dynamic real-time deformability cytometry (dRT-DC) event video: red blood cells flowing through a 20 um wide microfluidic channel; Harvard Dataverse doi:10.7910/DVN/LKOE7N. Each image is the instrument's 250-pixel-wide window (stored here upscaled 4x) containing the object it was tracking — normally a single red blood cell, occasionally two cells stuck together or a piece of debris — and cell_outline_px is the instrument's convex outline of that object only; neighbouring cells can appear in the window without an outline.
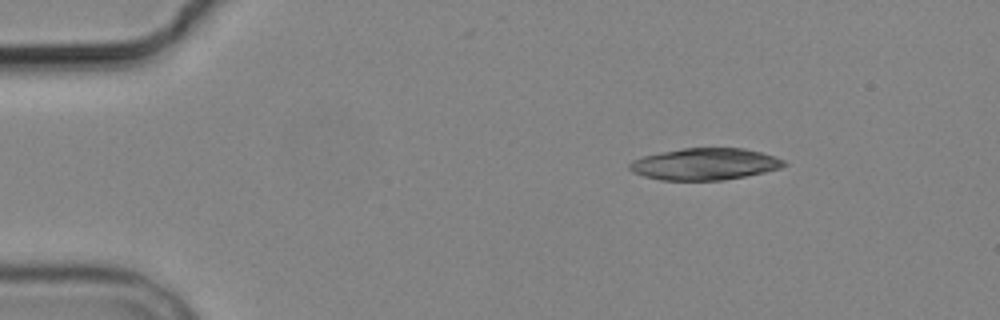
{"species": "common noctule bat (a hibernating species)", "species_latin": "Nyctalus noctula", "temperature_condition": "cold", "stored_images_in_passage": 4, "camera_frame_rate_fps": 3000, "um_per_image_px": 0.085, "animal": {"sex": "male", "body_mass_g": 19.2, "forearm_length_mm": 51.8}, "frame": {"image": 1, "passage_image": 1, "time_ms": 0.0, "image_size_px": [1000, 320], "cell_outline_px": [[788, 164], [780, 168], [764, 172], [724, 180], [660, 180], [644, 176], [632, 172], [628, 168], [628, 164], [632, 160], [644, 156], [660, 152], [684, 148], [744, 148], [760, 152], [784, 160]], "centroid_in_image_um": [59.88, 13.95], "position_along_channel_um": 25.1, "area_um2": 28.5}}